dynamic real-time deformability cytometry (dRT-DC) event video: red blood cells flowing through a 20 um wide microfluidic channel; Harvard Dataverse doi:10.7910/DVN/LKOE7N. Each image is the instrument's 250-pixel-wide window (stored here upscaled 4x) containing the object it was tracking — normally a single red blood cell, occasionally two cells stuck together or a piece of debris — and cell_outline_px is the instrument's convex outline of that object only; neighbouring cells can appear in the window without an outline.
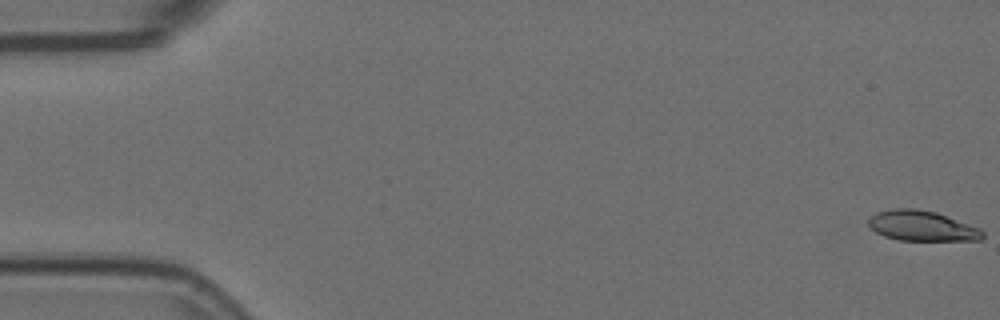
{"species": "Egyptian fruit bat (a non-hibernating species)", "species_latin": "Rousettus aegyptiacus", "temperature_condition": "room temperature", "stored_images_in_passage": 31, "camera_frame_rate_fps": 3000, "um_per_image_px": 0.085, "animal": {"sex": "female"}, "frame": {"image": 1, "passage_image": 1, "time_ms": 0.0, "image_size_px": [1000, 320], "cell_outline_px": [[984, 236], [980, 240], [900, 240], [884, 236], [876, 232], [868, 224], [868, 220], [876, 212], [892, 208], [916, 208], [936, 212], [980, 228], [984, 232]], "centroid_in_image_um": [78.36, 19.19], "position_along_channel_um": 6.6, "area_um2": 20.06}}
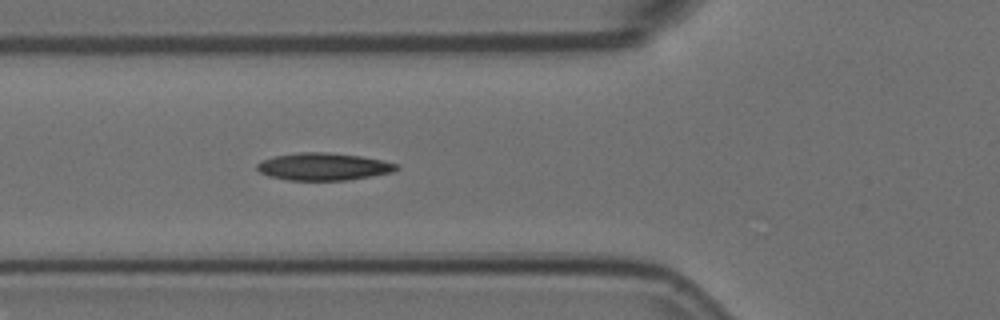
{"frame": {"image": 2, "passage_image": 21, "time_ms": 6.667, "image_size_px": [1000, 320], "cell_outline_px": [[400, 168], [392, 172], [372, 176], [348, 180], [288, 180], [268, 176], [260, 172], [256, 168], [256, 164], [260, 160], [276, 156], [300, 152], [328, 152], [360, 156], [400, 164]], "centroid_in_image_um": [27.49, 14.16], "position_along_channel_um": 98.3, "area_um2": 22.31}}
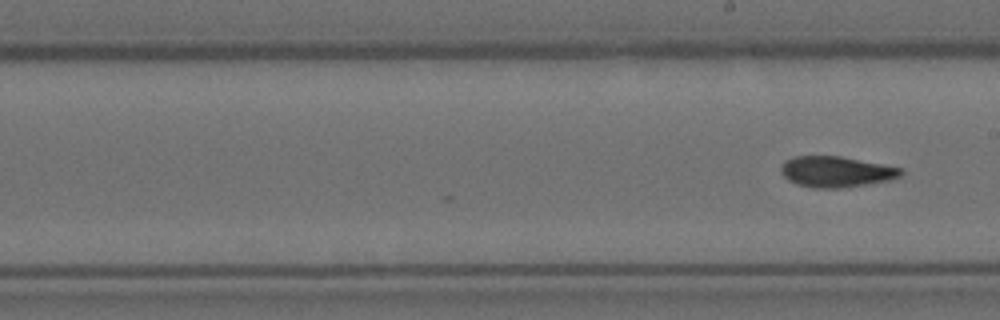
{"frame": {"image": 3, "passage_image": 31, "time_ms": 10.0, "image_size_px": [1000, 320], "cell_outline_px": [[904, 172], [900, 176], [888, 180], [840, 188], [812, 188], [796, 184], [788, 180], [780, 172], [780, 164], [784, 160], [792, 156], [840, 156], [904, 168]], "centroid_in_image_um": [71.02, 14.58], "position_along_channel_um": 218.0, "area_um2": 21.68}}